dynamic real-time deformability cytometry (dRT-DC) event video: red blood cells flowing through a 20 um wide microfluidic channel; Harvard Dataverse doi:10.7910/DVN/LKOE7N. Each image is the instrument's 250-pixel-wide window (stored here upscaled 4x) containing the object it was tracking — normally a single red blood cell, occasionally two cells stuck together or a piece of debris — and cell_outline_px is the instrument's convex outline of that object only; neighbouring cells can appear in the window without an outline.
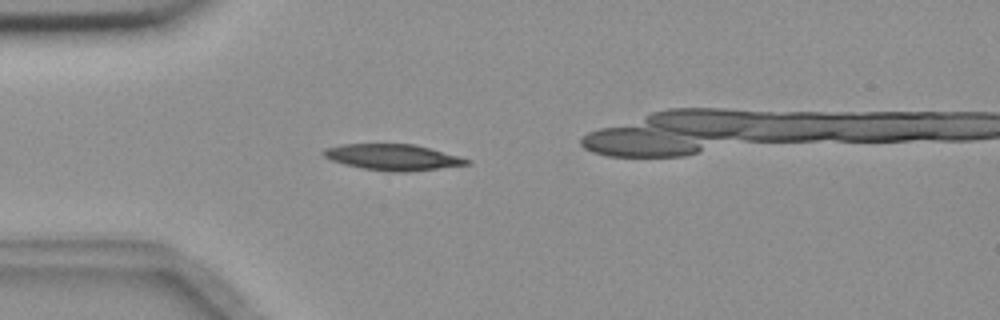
{"species": "common noctule bat (a hibernating species)", "species_latin": "Nyctalus noctula", "temperature_condition": "room temperature", "stored_images_in_passage": 56, "camera_frame_rate_fps": 3000, "um_per_image_px": 0.085, "animal": {"sex": "female", "body_mass_g": 18.4}, "frame": {"image": 1, "passage_image": 15, "time_ms": 4.667, "image_size_px": [1000, 320], "cell_outline_px": [[472, 160], [468, 164], [408, 172], [392, 172], [364, 168], [344, 164], [332, 160], [324, 156], [320, 152], [324, 148], [344, 144], [416, 144], [460, 156]], "centroid_in_image_um": [33.39, 13.35], "position_along_channel_um": 51.6, "area_um2": 21.68}}
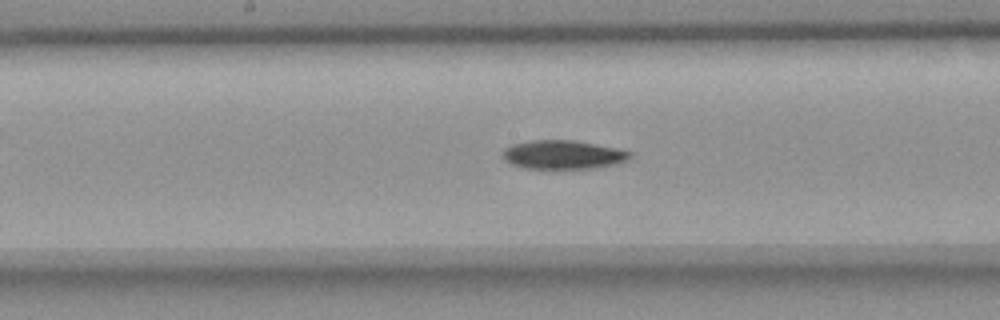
{"frame": {"image": 2, "passage_image": 28, "time_ms": 9.0, "image_size_px": [1000, 320], "cell_outline_px": [[632, 156], [628, 160], [616, 164], [592, 168], [524, 168], [512, 164], [504, 160], [504, 148], [512, 144], [532, 140], [576, 140], [616, 148], [632, 152]], "centroid_in_image_um": [47.88, 13.14], "position_along_channel_um": 200.3, "area_um2": 21.27}}
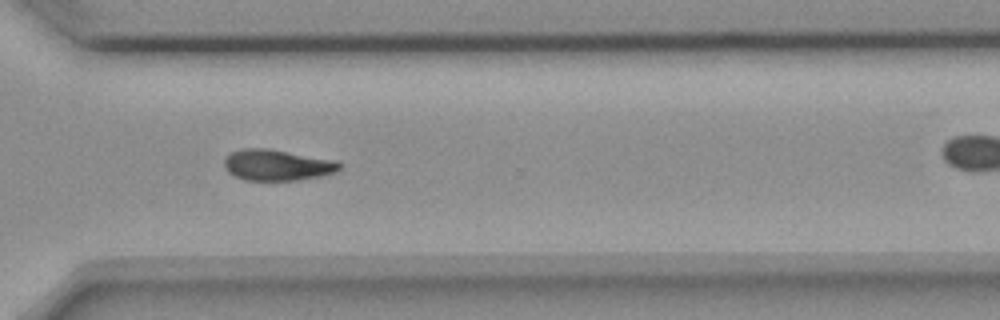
{"frame": {"image": 3, "passage_image": 40, "time_ms": 13.0, "image_size_px": [1000, 320], "cell_outline_px": [[344, 164], [336, 172], [320, 176], [296, 180], [244, 180], [228, 172], [224, 168], [224, 156], [232, 152], [244, 148], [268, 148], [336, 160]], "centroid_in_image_um": [23.56, 14.02], "position_along_channel_um": 347.0, "area_um2": 20.98}, "authors_computed_cell_mechanics": {"area_um2": 21.0392, "velocity_mm_per_s": 3.6707, "shape_relaxation_time_tau1_ms": 5.153, "shape_relaxation_time_tau2_ms": null, "deformation_change_tau1": 0.1492, "deformation_change_tau2": null}}